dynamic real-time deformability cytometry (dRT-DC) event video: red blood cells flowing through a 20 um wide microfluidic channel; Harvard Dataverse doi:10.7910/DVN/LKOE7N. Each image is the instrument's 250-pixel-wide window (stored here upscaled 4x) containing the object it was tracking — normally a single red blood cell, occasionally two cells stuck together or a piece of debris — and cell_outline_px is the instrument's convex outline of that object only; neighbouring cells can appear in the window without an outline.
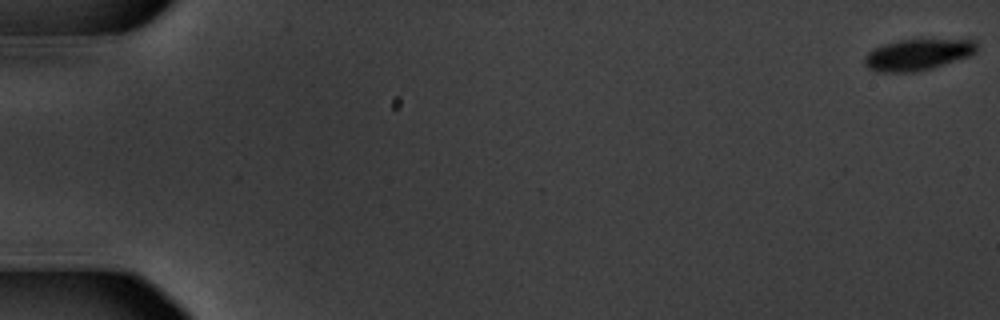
{"species": "common noctule bat (a hibernating species)", "species_latin": "Nyctalus noctula", "temperature_condition": "warm", "stored_images_in_passage": 11, "camera_frame_rate_fps": 3000, "um_per_image_px": 0.085, "animal": {"sex": "male", "body_mass_g": 20.1, "forearm_length_mm": 53.5}, "frame": {"image": 1, "passage_image": 1, "time_ms": 0.0, "image_size_px": [1000, 320], "cell_outline_px": [[980, 48], [976, 52], [968, 56], [932, 68], [916, 72], [876, 72], [868, 68], [864, 64], [864, 56], [868, 52], [884, 44], [900, 40], [976, 40]], "centroid_in_image_um": [78.0, 4.65], "position_along_channel_um": 7.0, "area_um2": 20.35}}